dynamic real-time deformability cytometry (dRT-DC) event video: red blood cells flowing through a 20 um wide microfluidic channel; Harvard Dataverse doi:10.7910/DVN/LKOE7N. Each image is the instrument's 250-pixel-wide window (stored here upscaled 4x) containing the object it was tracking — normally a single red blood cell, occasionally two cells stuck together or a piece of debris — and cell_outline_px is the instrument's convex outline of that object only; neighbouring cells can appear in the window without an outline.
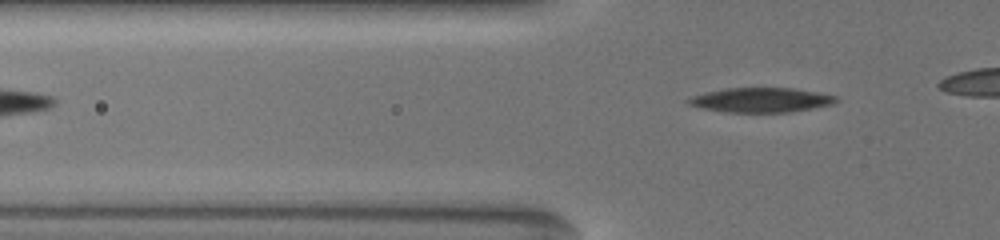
{"species": "common noctule bat (a hibernating species)", "species_latin": "Nyctalus noctula", "temperature_condition": "warm", "stored_images_in_passage": 39, "camera_frame_rate_fps": 3000, "um_per_image_px": 0.085, "animal": {"sex": "female", "body_mass_g": 19.5, "forearm_length_mm": 54.1}, "frame": {"image": 1, "passage_image": 4, "time_ms": 1.0, "image_size_px": [1000, 240], "cell_outline_px": [[836, 100], [832, 104], [788, 112], [728, 112], [704, 108], [688, 104], [688, 100], [696, 96], [708, 92], [728, 88], [792, 88], [836, 96]], "centroid_in_image_um": [64.7, 8.5], "position_along_channel_um": 61.1, "area_um2": 20.4}}
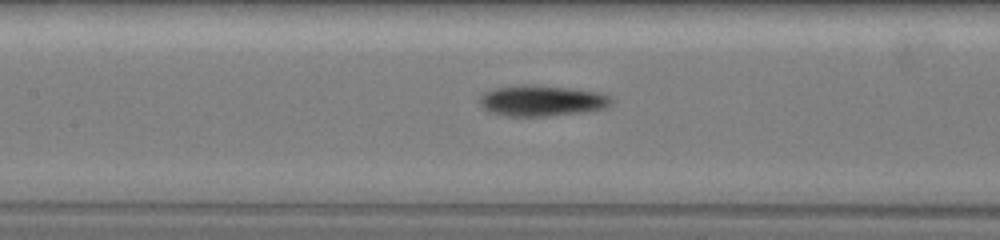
{"frame": {"image": 2, "passage_image": 13, "time_ms": 4.0, "image_size_px": [1000, 240], "cell_outline_px": [[608, 104], [600, 108], [544, 116], [508, 116], [492, 112], [484, 108], [480, 100], [484, 92], [496, 88], [524, 84], [532, 84], [568, 88], [592, 92], [604, 96], [608, 100]], "centroid_in_image_um": [45.88, 8.54], "position_along_channel_um": 161.5, "area_um2": 22.37}}
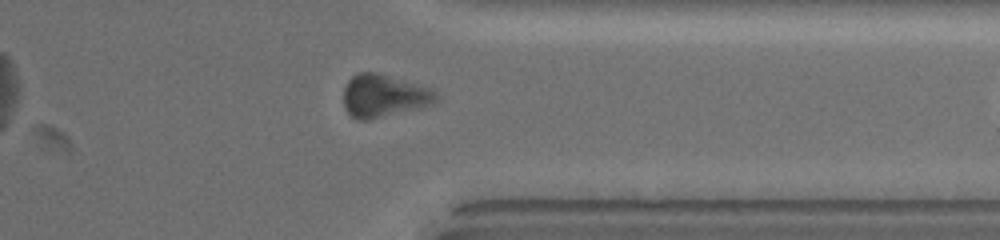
{"frame": {"image": 3, "passage_image": 38, "time_ms": 10.0, "image_size_px": [1000, 240], "cell_outline_px": [[440, 96], [436, 104], [420, 108], [368, 120], [356, 120], [348, 112], [344, 104], [344, 88], [348, 80], [356, 72], [376, 72], [432, 88]], "centroid_in_image_um": [32.67, 8.15], "position_along_channel_um": 378.7, "area_um2": 23.29}}